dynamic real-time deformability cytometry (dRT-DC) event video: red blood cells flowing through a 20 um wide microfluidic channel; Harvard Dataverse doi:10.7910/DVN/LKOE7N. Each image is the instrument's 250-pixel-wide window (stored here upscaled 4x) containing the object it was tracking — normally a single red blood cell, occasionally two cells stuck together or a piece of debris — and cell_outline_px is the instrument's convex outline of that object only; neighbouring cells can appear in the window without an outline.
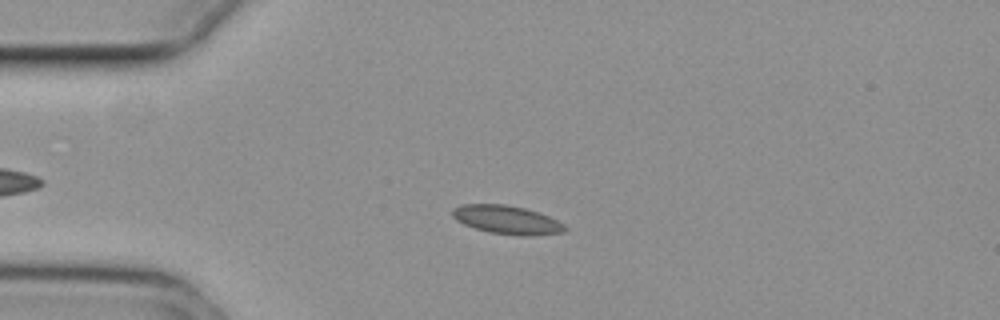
{"species": "common noctule bat (a hibernating species)", "species_latin": "Nyctalus noctula", "temperature_condition": "cold", "stored_images_in_passage": 55, "camera_frame_rate_fps": 3000, "um_per_image_px": 0.085, "animal": {"sex": "female", "body_mass_g": 29.2, "forearm_length_mm": 56.3}, "frame": {"image": 1, "passage_image": 13, "time_ms": 4.0, "image_size_px": [1000, 320], "cell_outline_px": [[568, 228], [564, 232], [528, 236], [520, 236], [488, 232], [464, 224], [456, 220], [452, 216], [452, 208], [460, 204], [504, 204], [524, 208], [540, 212], [564, 224]], "centroid_in_image_um": [43.08, 18.68], "position_along_channel_um": 41.9, "area_um2": 18.79}}
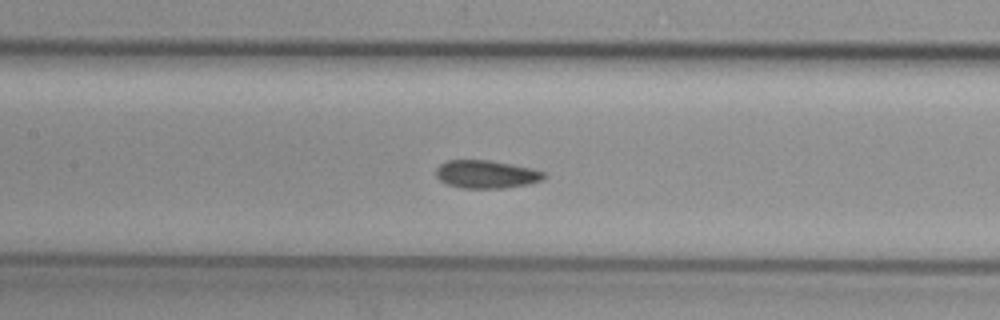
{"frame": {"image": 2, "passage_image": 25, "time_ms": 8.0, "image_size_px": [1000, 320], "cell_outline_px": [[548, 176], [544, 180], [528, 184], [504, 188], [460, 188], [448, 184], [440, 180], [436, 176], [436, 168], [440, 164], [448, 160], [488, 160], [512, 164], [532, 168], [548, 172]], "centroid_in_image_um": [41.4, 14.81], "position_along_channel_um": 166.0, "area_um2": 17.86}}
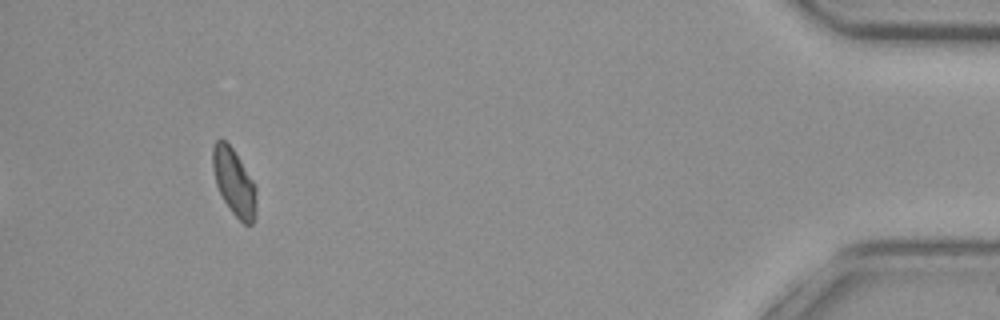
{"frame": {"image": 3, "passage_image": 51, "time_ms": 16.667, "image_size_px": [1000, 320], "cell_outline_px": [[256, 216], [252, 224], [244, 224], [232, 212], [224, 200], [216, 184], [212, 164], [212, 144], [220, 136], [232, 148], [240, 160], [252, 180], [256, 188]], "centroid_in_image_um": [19.88, 15.46], "position_along_channel_um": 415.3, "area_um2": 16.88}, "authors_computed_cell_mechanics": {"area_um2": 17.629, "velocity_mm_per_s": 3.7121, "shape_relaxation_time_tau1_ms": null, "shape_relaxation_time_tau2_ms": 2.3243, "deformation_change_tau1": null, "deformation_change_tau2": 0.0475}}